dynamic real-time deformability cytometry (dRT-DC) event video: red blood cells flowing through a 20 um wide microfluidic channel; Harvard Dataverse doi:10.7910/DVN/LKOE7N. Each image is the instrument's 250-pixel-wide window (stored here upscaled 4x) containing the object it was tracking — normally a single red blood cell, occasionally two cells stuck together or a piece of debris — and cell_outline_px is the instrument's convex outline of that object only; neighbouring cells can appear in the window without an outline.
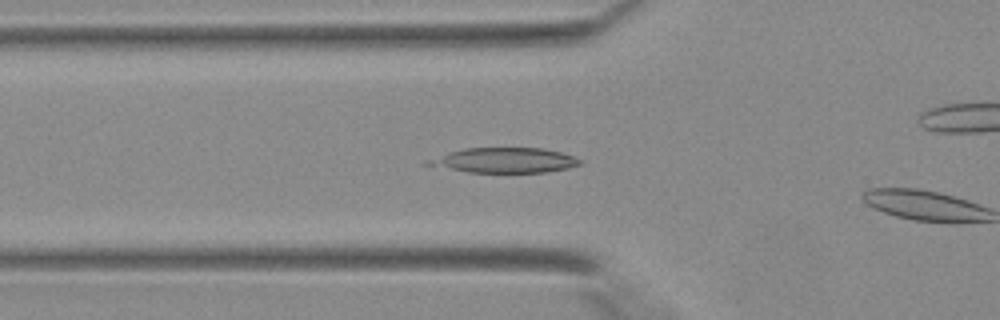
{"species": "Egyptian fruit bat (a non-hibernating species)", "species_latin": "Rousettus aegyptiacus", "temperature_condition": "warm", "stored_images_in_passage": 6, "camera_frame_rate_fps": 3000, "um_per_image_px": 0.085, "animal": {"sex": "female"}, "frame": {"image": 1, "passage_image": 5, "time_ms": 1.333, "image_size_px": [1000, 320], "cell_outline_px": [[584, 160], [580, 164], [568, 168], [548, 172], [468, 172], [424, 164], [424, 160], [464, 148], [544, 148], [560, 152]], "centroid_in_image_um": [42.89, 13.62], "position_along_channel_um": 82.9, "area_um2": 22.02}}